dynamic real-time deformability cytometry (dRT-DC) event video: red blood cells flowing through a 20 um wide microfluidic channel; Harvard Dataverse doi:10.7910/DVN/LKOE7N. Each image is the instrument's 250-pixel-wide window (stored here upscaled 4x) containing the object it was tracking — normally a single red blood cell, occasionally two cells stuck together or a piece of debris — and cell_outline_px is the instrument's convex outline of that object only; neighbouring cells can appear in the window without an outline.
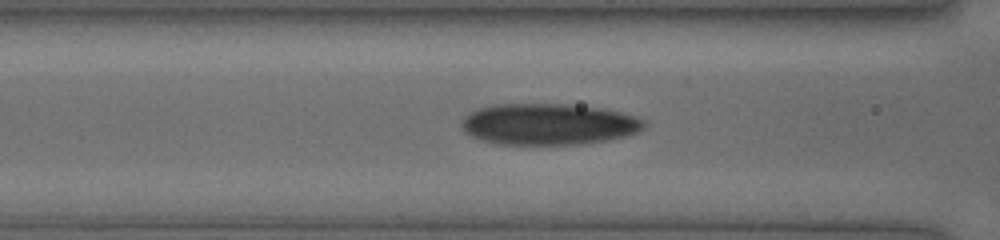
{"species": "human", "species_latin": "Homo sapiens", "temperature_condition": "cold", "stored_images_in_passage": 33, "camera_frame_rate_fps": 3000, "um_per_image_px": 0.085, "donor": {"sex": "female"}, "frame": {"image": 1, "passage_image": 7, "time_ms": 2.0, "image_size_px": [1000, 240], "cell_outline_px": [[644, 128], [640, 132], [628, 136], [608, 140], [584, 144], [500, 144], [484, 140], [472, 136], [464, 132], [460, 124], [464, 116], [480, 108], [492, 104], [568, 104], [600, 108], [620, 112], [644, 120]], "centroid_in_image_um": [46.63, 10.56], "position_along_channel_um": 120.0, "area_um2": 43.93}}
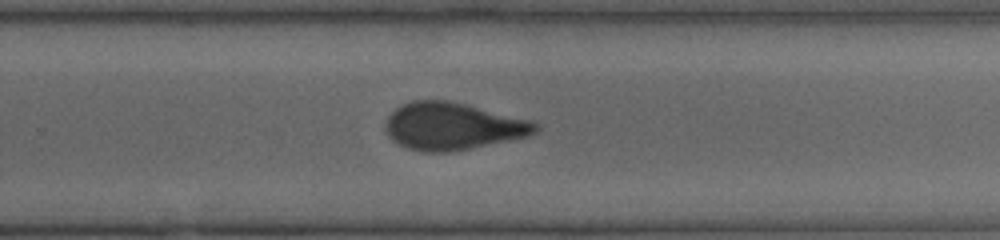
{"frame": {"image": 2, "passage_image": 19, "time_ms": 6.0, "image_size_px": [1000, 240], "cell_outline_px": [[540, 128], [536, 132], [528, 136], [448, 152], [428, 152], [408, 148], [392, 140], [388, 136], [384, 128], [384, 124], [388, 116], [400, 104], [412, 100], [448, 100], [532, 120], [540, 124]], "centroid_in_image_um": [38.46, 10.71], "position_along_channel_um": 291.3, "area_um2": 41.15}}
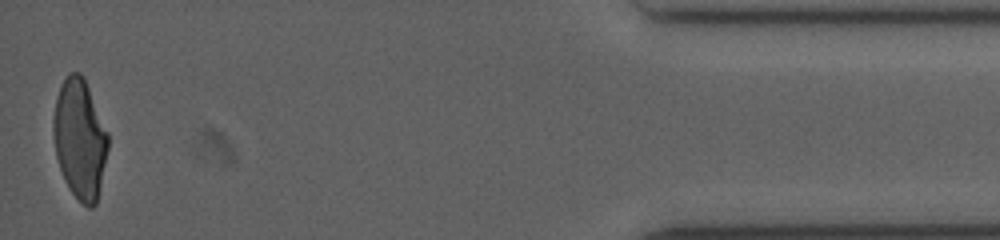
{"frame": {"image": 3, "passage_image": 33, "time_ms": 10.667, "image_size_px": [1000, 240], "cell_outline_px": [[108, 148], [96, 204], [92, 208], [88, 208], [68, 188], [64, 180], [56, 156], [52, 128], [52, 124], [56, 96], [60, 84], [68, 72], [80, 72], [84, 76], [108, 132]], "centroid_in_image_um": [6.77, 11.76], "position_along_channel_um": 428.4, "area_um2": 38.26}}